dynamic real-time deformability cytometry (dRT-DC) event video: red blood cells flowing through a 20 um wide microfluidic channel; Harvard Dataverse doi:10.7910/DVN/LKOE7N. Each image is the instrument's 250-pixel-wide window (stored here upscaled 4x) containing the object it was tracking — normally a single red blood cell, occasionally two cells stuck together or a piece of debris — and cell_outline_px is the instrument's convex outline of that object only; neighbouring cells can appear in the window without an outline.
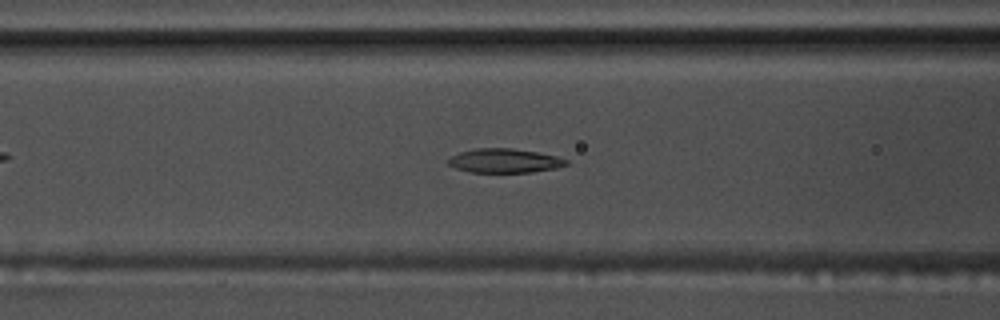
{"species": "common noctule bat (a hibernating species)", "species_latin": "Nyctalus noctula", "temperature_condition": "warm", "stored_images_in_passage": 54, "camera_frame_rate_fps": 3000, "um_per_image_px": 0.085, "animal": {"sex": "male", "body_mass_g": 17.5, "forearm_length_mm": 52.3}, "frame": {"image": 1, "passage_image": 22, "time_ms": 7.0, "image_size_px": [1000, 320], "cell_outline_px": [[568, 164], [556, 168], [532, 172], [472, 172], [456, 168], [448, 164], [448, 160], [452, 156], [460, 152], [476, 148], [512, 148], [536, 152], [556, 156], [568, 160]], "centroid_in_image_um": [42.89, 13.66], "position_along_channel_um": 123.7, "area_um2": 16.42}}
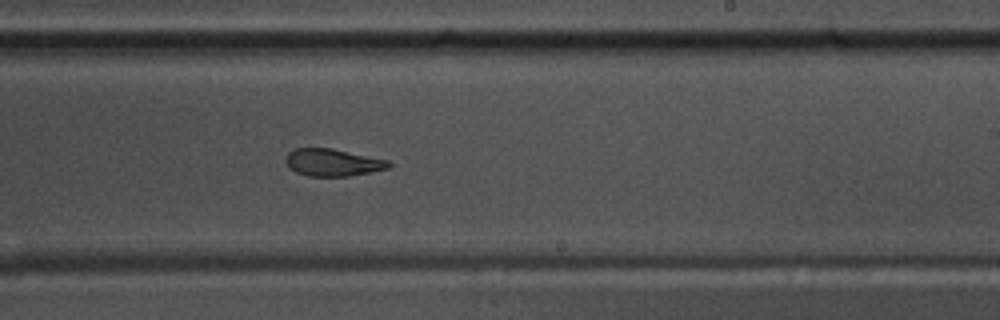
{"frame": {"image": 2, "passage_image": 33, "time_ms": 10.667, "image_size_px": [1000, 320], "cell_outline_px": [[392, 164], [388, 168], [348, 176], [308, 176], [296, 172], [284, 160], [288, 152], [296, 148], [332, 148], [388, 160]], "centroid_in_image_um": [28.27, 13.8], "position_along_channel_um": 260.7, "area_um2": 16.18}}
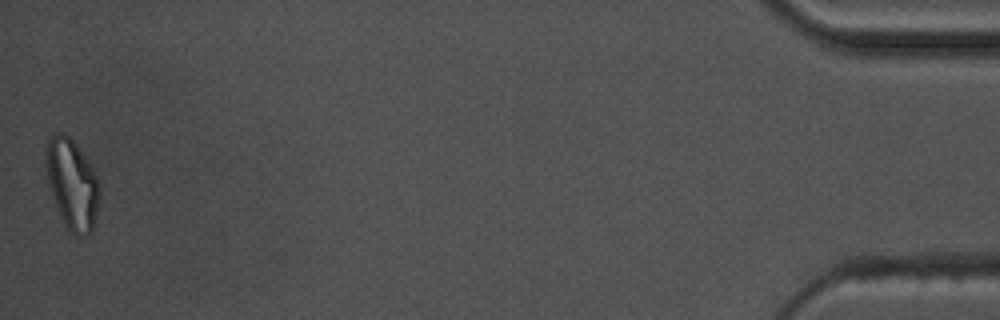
{"frame": {"image": 3, "passage_image": 54, "time_ms": 17.667, "image_size_px": [1000, 320], "cell_outline_px": [[100, 192], [92, 232], [88, 236], [80, 236], [68, 232], [60, 216], [48, 180], [44, 164], [44, 160], [48, 140], [52, 132], [64, 132], [76, 144], [92, 168], [96, 176], [100, 188]], "centroid_in_image_um": [6.11, 15.64], "position_along_channel_um": 429.1, "area_um2": 28.09}, "authors_computed_cell_mechanics": {"area_um2": 18.2648, "velocity_mm_per_s": 3.7499, "shape_relaxation_time_tau1_ms": 5.4239, "shape_relaxation_time_tau2_ms": 3.6833, "deformation_change_tau1": 0.2096, "deformation_change_tau2": 0.0791}}